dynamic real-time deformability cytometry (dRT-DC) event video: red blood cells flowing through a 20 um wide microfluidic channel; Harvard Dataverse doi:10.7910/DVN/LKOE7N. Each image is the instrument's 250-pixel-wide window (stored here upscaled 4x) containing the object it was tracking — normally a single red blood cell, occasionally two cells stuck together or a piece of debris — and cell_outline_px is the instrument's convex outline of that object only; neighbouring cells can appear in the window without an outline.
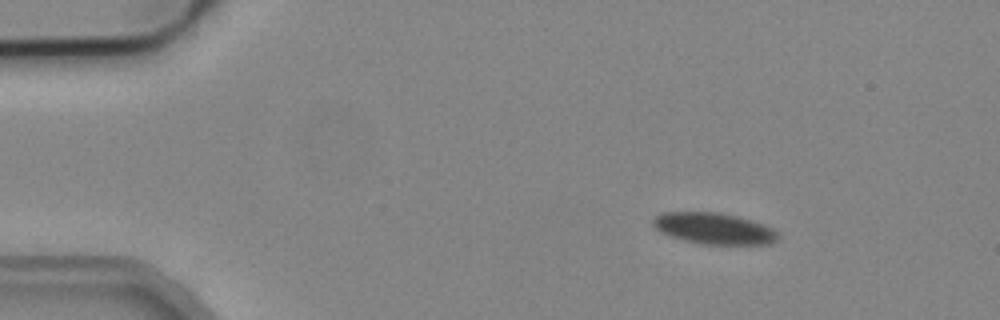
{"species": "common noctule bat (a hibernating species)", "species_latin": "Nyctalus noctula", "temperature_condition": "cold", "stored_images_in_passage": 4, "camera_frame_rate_fps": 3000, "um_per_image_px": 0.085, "animal": {"sex": "male", "body_mass_g": 19.2, "forearm_length_mm": 51.8}, "frame": {"image": 1, "passage_image": 1, "time_ms": 0.0, "image_size_px": [1000, 320], "cell_outline_px": [[780, 236], [776, 240], [768, 244], [700, 244], [684, 240], [660, 232], [652, 224], [652, 220], [656, 216], [664, 212], [720, 212], [736, 216], [772, 228]], "centroid_in_image_um": [60.65, 19.42], "position_along_channel_um": 24.3, "area_um2": 22.48}}
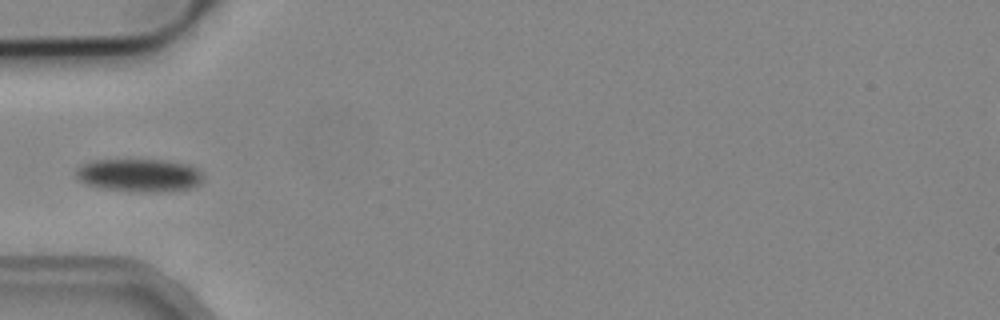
{"frame": {"image": 2, "passage_image": 4, "time_ms": 1.0, "image_size_px": [1000, 320], "cell_outline_px": [[204, 180], [200, 184], [188, 188], [160, 192], [128, 192], [96, 188], [84, 184], [76, 176], [76, 168], [84, 164], [96, 160], [168, 160], [188, 164], [196, 168], [204, 176]], "centroid_in_image_um": [11.83, 14.91], "position_along_channel_um": 73.2, "area_um2": 24.85}}